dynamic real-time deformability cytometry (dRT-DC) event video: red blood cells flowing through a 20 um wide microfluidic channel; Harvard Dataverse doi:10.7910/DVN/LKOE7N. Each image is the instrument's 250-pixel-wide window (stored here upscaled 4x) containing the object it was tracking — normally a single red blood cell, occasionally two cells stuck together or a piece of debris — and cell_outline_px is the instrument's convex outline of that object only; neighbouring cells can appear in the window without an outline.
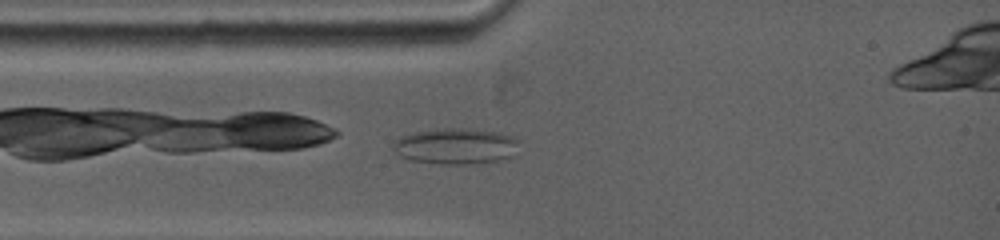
{"species": "common noctule bat (a hibernating species)", "species_latin": "Nyctalus noctula", "temperature_condition": "warm", "stored_images_in_passage": 23, "camera_frame_rate_fps": 5000, "um_per_image_px": 0.085, "animal": {"sex": "female", "body_mass_g": 19.0, "forearm_length_mm": 53.3}, "frame": {"image": 1, "passage_image": 2, "time_ms": 0.2, "image_size_px": [1000, 240], "cell_outline_px": [[516, 140], [512, 156], [496, 160], [468, 164], [440, 164], [408, 160], [400, 156], [392, 148], [392, 144], [396, 140], [404, 136], [416, 132], [444, 128], [460, 128], [500, 132], [512, 136]], "centroid_in_image_um": [38.67, 12.43], "position_along_channel_um": 46.3, "area_um2": 25.89}}
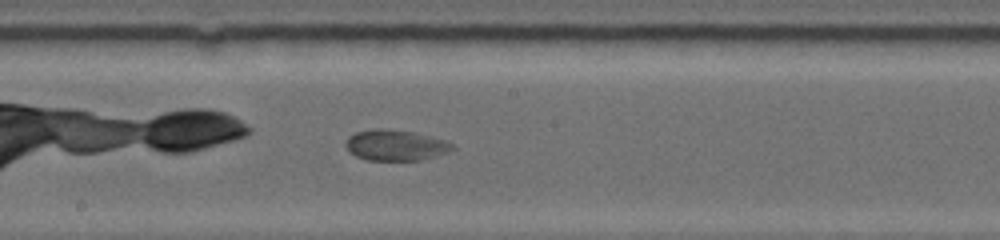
{"frame": {"image": 2, "passage_image": 13, "time_ms": 4.6, "image_size_px": [1000, 240], "cell_outline_px": [[456, 148], [448, 152], [436, 156], [420, 160], [368, 160], [356, 156], [348, 152], [344, 144], [348, 136], [356, 132], [376, 128], [380, 128], [412, 132], [444, 140], [456, 144]], "centroid_in_image_um": [33.61, 12.35], "position_along_channel_um": 214.6, "area_um2": 19.19}}
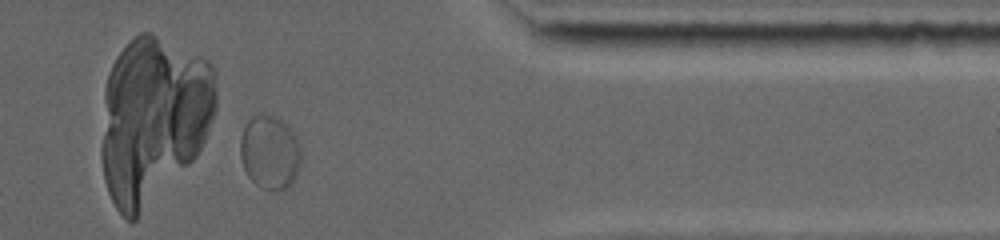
{"frame": {"image": 3, "passage_image": 21, "time_ms": 9.6, "image_size_px": [1000, 240], "cell_outline_px": [[300, 164], [292, 184], [288, 188], [280, 192], [276, 192], [264, 188], [256, 184], [248, 176], [244, 168], [240, 156], [240, 140], [244, 128], [248, 120], [256, 112], [260, 112], [276, 116], [288, 124], [292, 128], [300, 144]], "centroid_in_image_um": [22.95, 12.92], "position_along_channel_um": 388.5, "area_um2": 26.76}}